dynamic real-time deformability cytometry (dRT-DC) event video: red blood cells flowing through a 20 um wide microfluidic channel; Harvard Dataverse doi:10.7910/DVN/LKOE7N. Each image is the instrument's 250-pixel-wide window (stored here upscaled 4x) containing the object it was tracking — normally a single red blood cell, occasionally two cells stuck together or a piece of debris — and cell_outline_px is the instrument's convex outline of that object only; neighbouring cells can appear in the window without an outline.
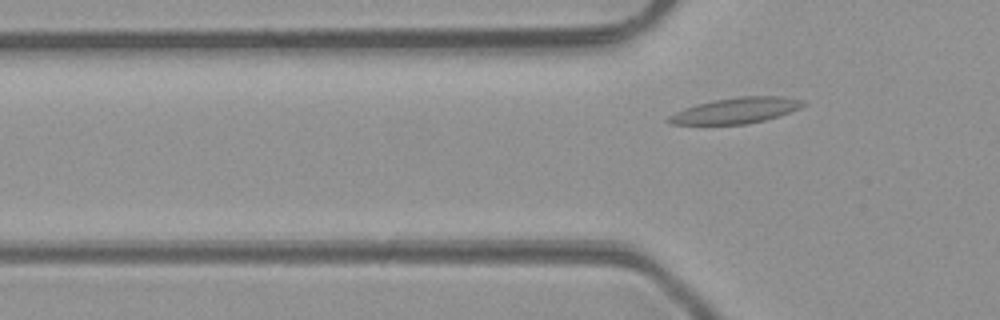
{"species": "common noctule bat (a hibernating species)", "species_latin": "Nyctalus noctula", "temperature_condition": "room temperature", "stored_images_in_passage": 6, "camera_frame_rate_fps": 3000, "um_per_image_px": 0.085, "animal": {"sex": "male", "body_mass_g": 23.1, "forearm_length_mm": 52.7}, "frame": {"image": 1, "passage_image": 6, "time_ms": 6.667, "image_size_px": [1000, 320], "cell_outline_px": [[808, 104], [800, 108], [780, 116], [748, 124], [672, 124], [664, 120], [668, 116], [684, 108], [696, 104], [712, 100], [740, 96], [784, 96], [804, 100]], "centroid_in_image_um": [62.59, 9.38], "position_along_channel_um": 63.2, "area_um2": 20.4}}